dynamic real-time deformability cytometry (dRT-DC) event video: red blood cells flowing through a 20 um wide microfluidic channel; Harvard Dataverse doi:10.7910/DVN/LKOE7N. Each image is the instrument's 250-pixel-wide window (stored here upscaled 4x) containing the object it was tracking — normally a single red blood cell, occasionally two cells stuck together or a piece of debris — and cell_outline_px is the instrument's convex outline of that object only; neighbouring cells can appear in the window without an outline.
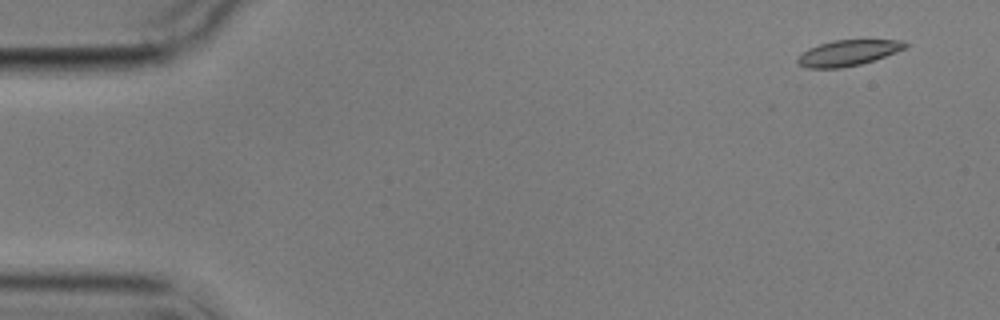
{"species": "common noctule bat (a hibernating species)", "species_latin": "Nyctalus noctula", "temperature_condition": "cold", "stored_images_in_passage": 13, "camera_frame_rate_fps": 3000, "um_per_image_px": 0.085, "animal": {"sex": "male", "body_mass_g": 17.9}, "frame": {"image": 1, "passage_image": 1, "time_ms": 0.0, "image_size_px": [1000, 320], "cell_outline_px": [[908, 48], [860, 64], [840, 68], [808, 68], [800, 64], [796, 60], [808, 48], [832, 40], [904, 40], [908, 44]], "centroid_in_image_um": [72.12, 4.48], "position_along_channel_um": 12.9, "area_um2": 15.95}}
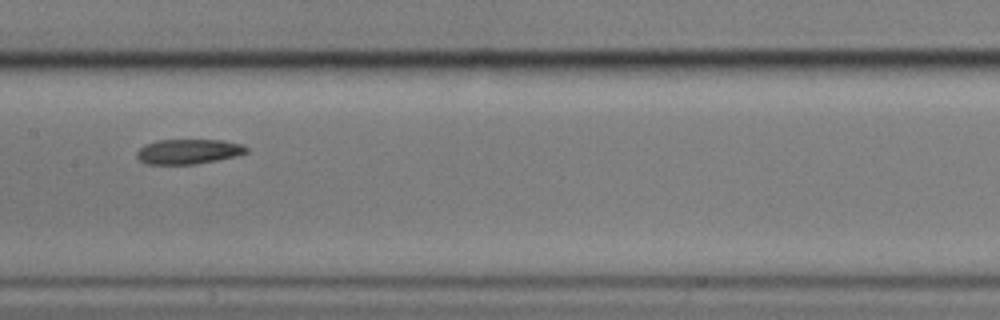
{"frame": {"image": 2, "passage_image": 7, "time_ms": 8.333, "image_size_px": [1000, 320], "cell_outline_px": [[248, 152], [236, 156], [196, 164], [148, 164], [140, 160], [136, 156], [136, 152], [144, 144], [156, 140], [224, 140], [240, 144], [248, 148]], "centroid_in_image_um": [16.0, 12.87], "position_along_channel_um": 191.4, "area_um2": 15.9}}
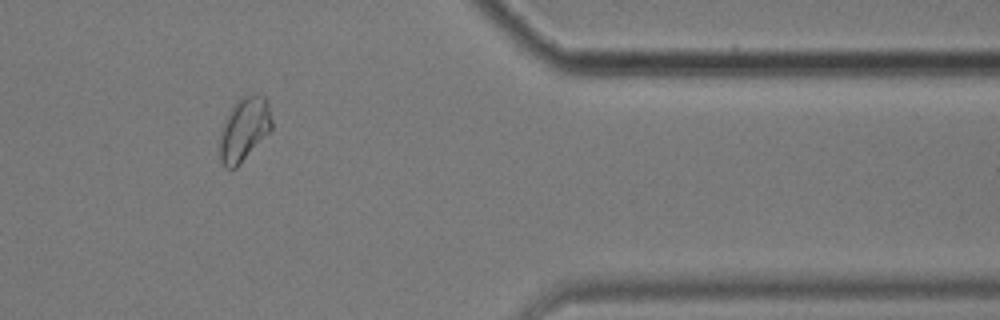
{"frame": {"image": 3, "passage_image": 12, "time_ms": 14.667, "image_size_px": [1000, 320], "cell_outline_px": [[272, 128], [236, 168], [224, 168], [220, 160], [220, 132], [228, 112], [240, 96], [264, 96], [268, 104], [272, 120]], "centroid_in_image_um": [20.73, 10.99], "position_along_channel_um": 390.7, "area_um2": 18.96}, "authors_computed_cell_mechanics": {"area_um2": 16.5308, "velocity_mm_per_s": 3.5082, "shape_relaxation_time_tau1_ms": 9.4978, "shape_relaxation_time_tau2_ms": 3.3188, "deformation_change_tau1": 0.2052, "deformation_change_tau2": 0.0922}}